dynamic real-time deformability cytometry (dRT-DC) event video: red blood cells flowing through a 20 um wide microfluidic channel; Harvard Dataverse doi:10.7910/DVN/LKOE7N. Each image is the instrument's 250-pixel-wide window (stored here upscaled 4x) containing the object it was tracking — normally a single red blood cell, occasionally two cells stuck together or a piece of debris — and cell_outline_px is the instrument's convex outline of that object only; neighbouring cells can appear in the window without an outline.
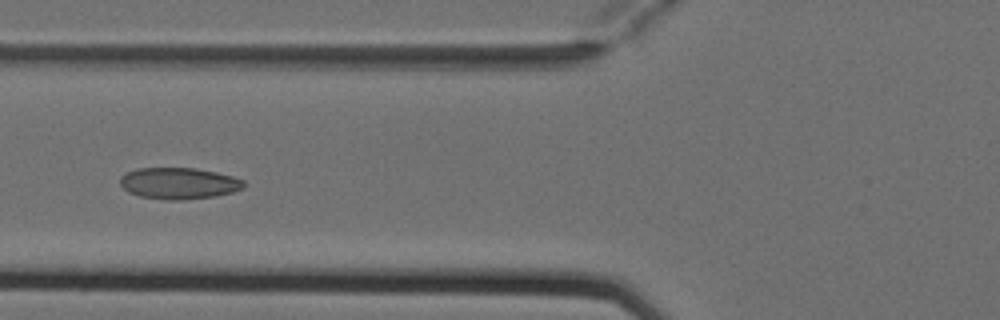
{"species": "Egyptian fruit bat (a non-hibernating species)", "species_latin": "Rousettus aegyptiacus", "temperature_condition": "cold", "stored_images_in_passage": 5, "camera_frame_rate_fps": 3000, "um_per_image_px": 0.085, "animal": {"sex": "female"}, "frame": {"image": 1, "passage_image": 5, "time_ms": 1.333, "image_size_px": [1000, 320], "cell_outline_px": [[244, 188], [232, 192], [216, 196], [180, 200], [168, 200], [140, 196], [128, 192], [120, 184], [120, 176], [136, 168], [196, 168], [216, 172], [232, 176], [244, 180]], "centroid_in_image_um": [15.2, 15.58], "position_along_channel_um": 110.6, "area_um2": 22.66}}